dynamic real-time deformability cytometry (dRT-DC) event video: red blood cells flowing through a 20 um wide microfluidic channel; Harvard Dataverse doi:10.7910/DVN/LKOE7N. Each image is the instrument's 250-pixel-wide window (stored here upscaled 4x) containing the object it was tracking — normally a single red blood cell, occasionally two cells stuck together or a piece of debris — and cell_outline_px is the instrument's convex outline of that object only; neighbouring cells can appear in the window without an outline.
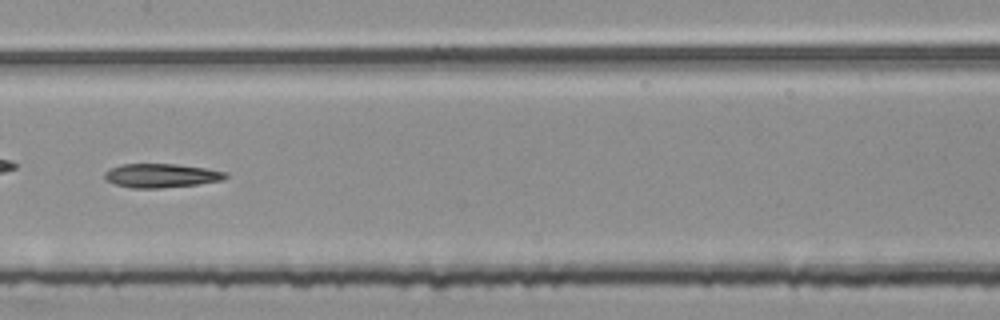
{"species": "common noctule bat (a hibernating species)", "species_latin": "Nyctalus noctula", "temperature_condition": "room temperature", "stored_images_in_passage": 30, "camera_frame_rate_fps": 3000, "um_per_image_px": 0.085, "animal": {"sex": "female", "body_mass_g": 25.1}, "frame": {"image": 1, "passage_image": 13, "time_ms": 4.0, "image_size_px": [1000, 320], "cell_outline_px": [[228, 176], [224, 180], [196, 184], [160, 188], [132, 188], [116, 184], [104, 180], [104, 172], [120, 164], [176, 164], [204, 168], [228, 172]], "centroid_in_image_um": [13.7, 14.92], "position_along_channel_um": 193.7, "area_um2": 16.82}}